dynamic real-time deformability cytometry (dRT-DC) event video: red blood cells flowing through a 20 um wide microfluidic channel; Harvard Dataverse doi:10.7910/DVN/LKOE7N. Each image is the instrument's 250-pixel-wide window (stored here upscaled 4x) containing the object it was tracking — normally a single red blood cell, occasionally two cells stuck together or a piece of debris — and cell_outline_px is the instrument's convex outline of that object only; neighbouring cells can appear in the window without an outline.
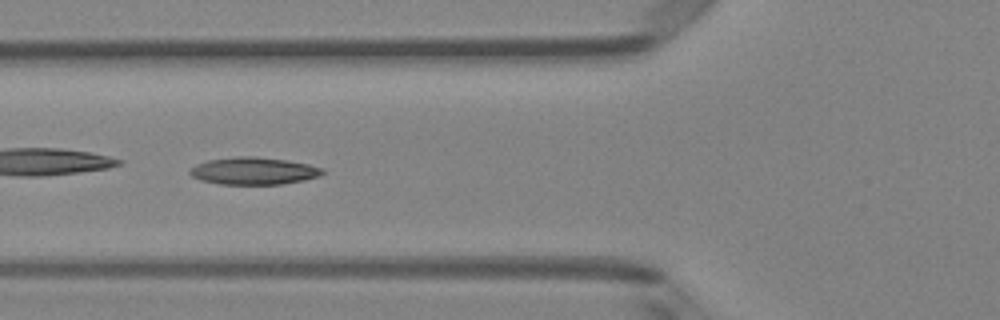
{"species": "Egyptian fruit bat (a non-hibernating species)", "species_latin": "Rousettus aegyptiacus", "temperature_condition": "room temperature", "stored_images_in_passage": 37, "camera_frame_rate_fps": 3000, "um_per_image_px": 0.085, "animal": {"sex": "female"}, "frame": {"image": 1, "passage_image": 6, "time_ms": 1.667, "image_size_px": [1000, 320], "cell_outline_px": [[324, 172], [320, 176], [304, 180], [280, 184], [220, 184], [200, 180], [192, 176], [188, 172], [196, 164], [208, 160], [236, 156], [252, 156], [288, 160], [308, 164], [324, 168]], "centroid_in_image_um": [21.57, 14.52], "position_along_channel_um": 104.2, "area_um2": 21.1}}
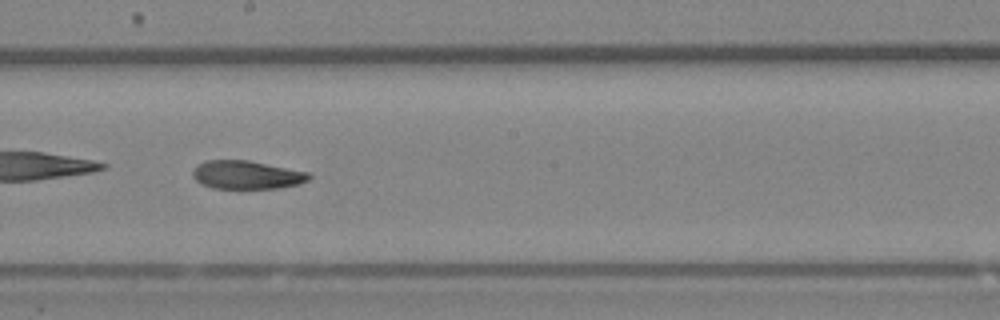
{"frame": {"image": 2, "passage_image": 15, "time_ms": 4.667, "image_size_px": [1000, 320], "cell_outline_px": [[312, 176], [308, 180], [300, 184], [280, 188], [212, 188], [200, 184], [192, 176], [192, 172], [196, 164], [204, 160], [248, 160], [308, 172]], "centroid_in_image_um": [20.94, 14.86], "position_along_channel_um": 227.3, "area_um2": 19.36}}
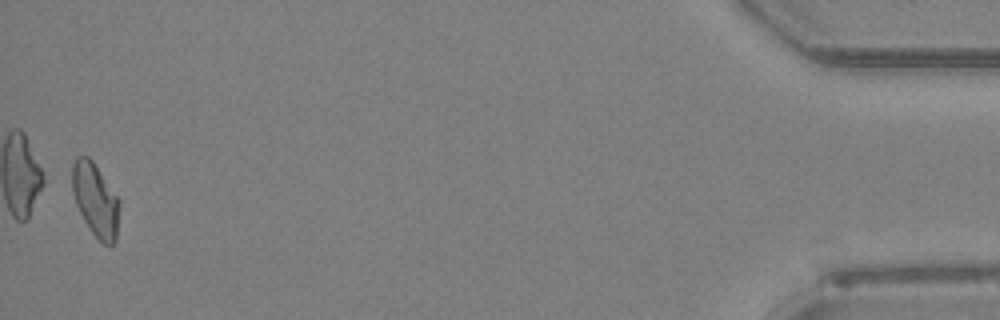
{"frame": {"image": 3, "passage_image": 36, "time_ms": 11.667, "image_size_px": [1000, 320], "cell_outline_px": [[120, 204], [116, 240], [112, 244], [104, 244], [92, 232], [84, 220], [76, 204], [72, 192], [72, 164], [76, 156], [88, 156], [92, 160], [120, 200]], "centroid_in_image_um": [8.11, 16.96], "position_along_channel_um": 427.1, "area_um2": 20.06}}